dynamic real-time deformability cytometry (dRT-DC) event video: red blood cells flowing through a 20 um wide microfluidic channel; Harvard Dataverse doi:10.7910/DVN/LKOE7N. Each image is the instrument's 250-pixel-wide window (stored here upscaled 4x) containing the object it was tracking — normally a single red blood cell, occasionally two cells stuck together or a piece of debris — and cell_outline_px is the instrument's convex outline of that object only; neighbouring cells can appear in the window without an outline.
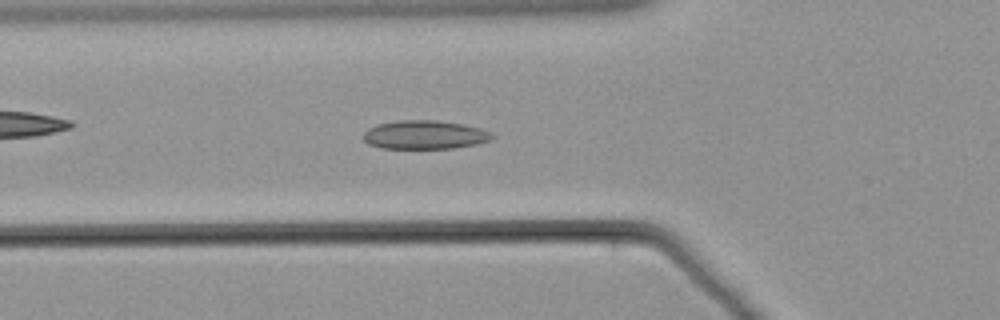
{"species": "common noctule bat (a hibernating species)", "species_latin": "Nyctalus noctula", "temperature_condition": "warm", "stored_images_in_passage": 60, "camera_frame_rate_fps": 3000, "um_per_image_px": 0.085, "animal": {"sex": "male", "body_mass_g": 21.5, "forearm_length_mm": 52.0}, "frame": {"image": 1, "passage_image": 20, "time_ms": 6.333, "image_size_px": [1000, 320], "cell_outline_px": [[496, 136], [492, 140], [476, 144], [456, 148], [380, 148], [368, 144], [364, 140], [364, 132], [368, 128], [376, 124], [400, 120], [436, 120], [464, 124], [488, 132]], "centroid_in_image_um": [36.08, 11.46], "position_along_channel_um": 89.7, "area_um2": 21.5}}
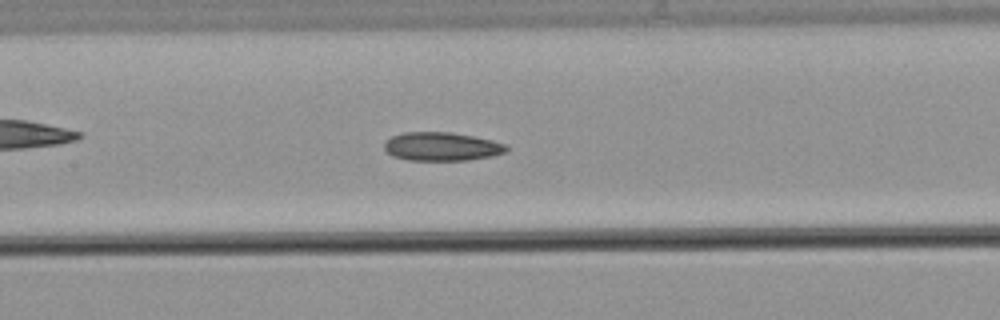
{"frame": {"image": 2, "passage_image": 27, "time_ms": 8.667, "image_size_px": [1000, 320], "cell_outline_px": [[508, 152], [492, 156], [468, 160], [408, 160], [392, 156], [384, 148], [384, 144], [392, 136], [404, 132], [448, 132], [472, 136], [492, 140], [504, 144], [508, 148]], "centroid_in_image_um": [37.55, 12.46], "position_along_channel_um": 169.8, "area_um2": 20.23}}
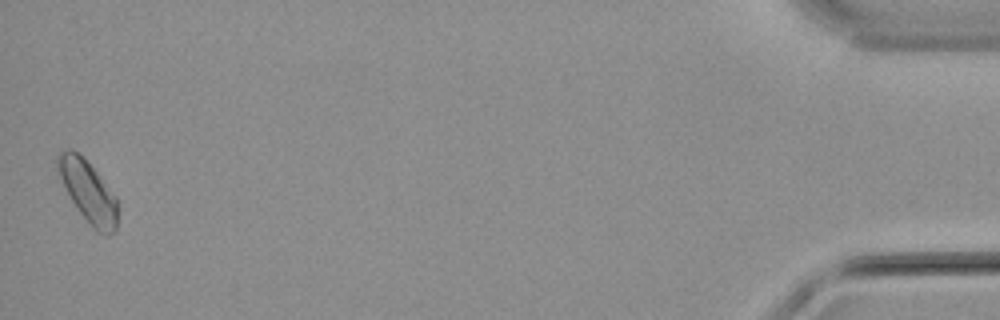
{"frame": {"image": 3, "passage_image": 58, "time_ms": 19.0, "image_size_px": [1000, 320], "cell_outline_px": [[116, 228], [108, 236], [104, 236], [96, 232], [92, 228], [80, 212], [72, 200], [56, 168], [56, 156], [60, 152], [68, 148], [72, 148], [96, 172], [116, 196]], "centroid_in_image_um": [7.48, 16.3], "position_along_channel_um": 427.7, "area_um2": 20.92}}